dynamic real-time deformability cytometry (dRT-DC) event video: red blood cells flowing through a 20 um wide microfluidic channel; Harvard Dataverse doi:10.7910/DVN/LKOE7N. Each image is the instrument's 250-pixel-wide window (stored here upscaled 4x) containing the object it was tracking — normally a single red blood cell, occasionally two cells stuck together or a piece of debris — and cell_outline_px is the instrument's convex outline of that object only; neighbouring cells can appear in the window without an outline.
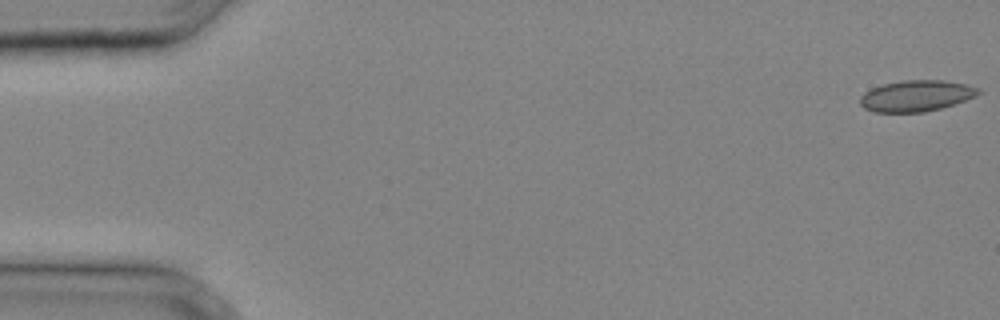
{"species": "common noctule bat (a hibernating species)", "species_latin": "Nyctalus noctula", "temperature_condition": "cold", "stored_images_in_passage": 6, "camera_frame_rate_fps": 3000, "um_per_image_px": 0.085, "animal": {"sex": "male", "body_mass_g": 20.4}, "frame": {"image": 1, "passage_image": 1, "time_ms": 0.0, "image_size_px": [1000, 320], "cell_outline_px": [[980, 92], [976, 96], [940, 108], [924, 112], [876, 112], [864, 108], [860, 104], [860, 96], [864, 92], [872, 88], [884, 84], [904, 80], [944, 80], [964, 84], [980, 88]], "centroid_in_image_um": [77.86, 8.14], "position_along_channel_um": 7.1, "area_um2": 21.27}}